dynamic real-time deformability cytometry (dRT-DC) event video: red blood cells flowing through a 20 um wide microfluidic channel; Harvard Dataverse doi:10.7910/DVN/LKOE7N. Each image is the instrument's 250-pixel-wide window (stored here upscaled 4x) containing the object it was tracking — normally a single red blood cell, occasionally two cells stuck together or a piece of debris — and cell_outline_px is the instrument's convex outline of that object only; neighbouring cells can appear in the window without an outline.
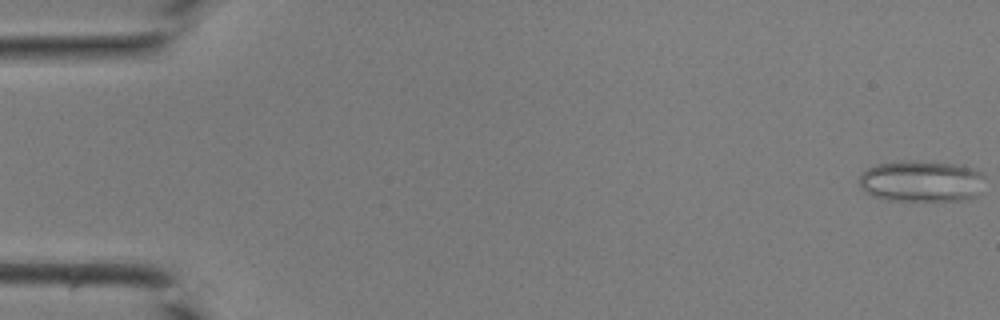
{"species": "common noctule bat (a hibernating species)", "species_latin": "Nyctalus noctula", "temperature_condition": "room temperature", "stored_images_in_passage": 10, "camera_frame_rate_fps": 3000, "um_per_image_px": 0.085, "animal": {"sex": "male", "body_mass_g": 19.0, "forearm_length_mm": 50.8}, "frame": {"image": 1, "passage_image": 1, "time_ms": 0.0, "image_size_px": [1000, 320], "cell_outline_px": [[984, 176], [976, 196], [968, 200], [888, 200], [872, 196], [864, 192], [860, 188], [860, 176], [868, 168], [876, 164], [952, 164], [968, 168], [980, 172]], "centroid_in_image_um": [78.29, 15.47], "position_along_channel_um": 6.7, "area_um2": 28.84}}